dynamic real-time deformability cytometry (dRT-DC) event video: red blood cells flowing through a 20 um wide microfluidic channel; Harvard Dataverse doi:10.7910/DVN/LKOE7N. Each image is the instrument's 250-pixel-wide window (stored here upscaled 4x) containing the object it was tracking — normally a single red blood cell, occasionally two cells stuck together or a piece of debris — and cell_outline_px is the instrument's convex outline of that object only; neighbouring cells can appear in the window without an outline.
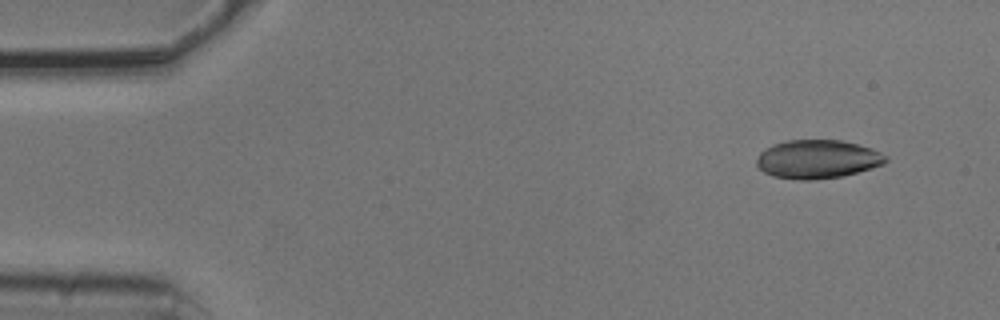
{"species": "common noctule bat (a hibernating species)", "species_latin": "Nyctalus noctula", "temperature_condition": "cold", "stored_images_in_passage": 4, "camera_frame_rate_fps": 3000, "um_per_image_px": 0.085, "animal": {"sex": "male", "body_mass_g": 20.5, "forearm_length_mm": 52.5}, "frame": {"image": 1, "passage_image": 1, "time_ms": 0.0, "image_size_px": [1000, 320], "cell_outline_px": [[888, 160], [884, 164], [872, 168], [844, 176], [816, 180], [800, 180], [772, 176], [764, 172], [756, 164], [756, 160], [760, 152], [764, 148], [772, 144], [788, 140], [840, 140], [872, 148], [888, 156]], "centroid_in_image_um": [69.49, 13.54], "position_along_channel_um": 15.5, "area_um2": 29.3}}
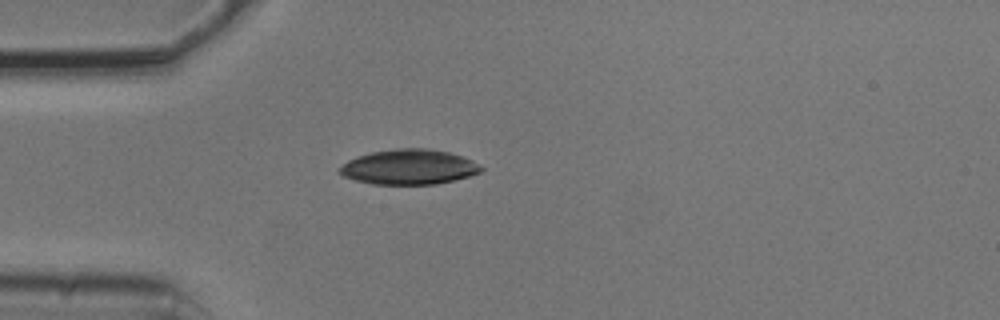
{"frame": {"image": 2, "passage_image": 3, "time_ms": 0.667, "image_size_px": [1000, 320], "cell_outline_px": [[484, 168], [480, 172], [468, 176], [436, 184], [372, 184], [356, 180], [344, 176], [336, 172], [336, 168], [348, 160], [356, 156], [372, 152], [396, 148], [428, 148], [448, 152], [472, 160]], "centroid_in_image_um": [34.7, 14.19], "position_along_channel_um": 50.3, "area_um2": 28.9}}